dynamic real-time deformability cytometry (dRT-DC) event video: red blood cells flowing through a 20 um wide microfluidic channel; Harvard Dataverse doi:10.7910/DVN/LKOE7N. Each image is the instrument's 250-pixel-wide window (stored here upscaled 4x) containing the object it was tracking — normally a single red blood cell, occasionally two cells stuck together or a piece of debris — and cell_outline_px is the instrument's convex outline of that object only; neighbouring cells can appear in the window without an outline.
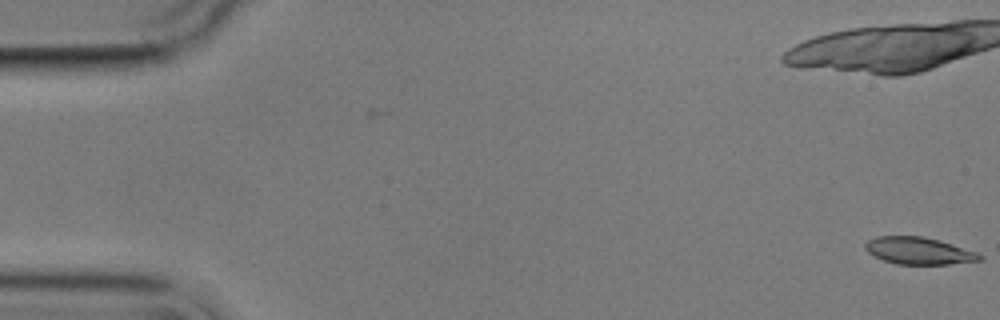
{"species": "common noctule bat (a hibernating species)", "species_latin": "Nyctalus noctula", "temperature_condition": "cold", "stored_images_in_passage": 6, "camera_frame_rate_fps": 3000, "um_per_image_px": 0.085, "animal": {"sex": "male", "body_mass_g": 17.9}, "frame": {"image": 1, "passage_image": 1, "time_ms": 0.0, "image_size_px": [1000, 320], "cell_outline_px": [[984, 260], [948, 264], [896, 264], [884, 260], [868, 252], [864, 248], [864, 244], [868, 240], [876, 236], [924, 236], [940, 240], [976, 252], [984, 256]], "centroid_in_image_um": [78.11, 21.31], "position_along_channel_um": 6.9, "area_um2": 18.09}}